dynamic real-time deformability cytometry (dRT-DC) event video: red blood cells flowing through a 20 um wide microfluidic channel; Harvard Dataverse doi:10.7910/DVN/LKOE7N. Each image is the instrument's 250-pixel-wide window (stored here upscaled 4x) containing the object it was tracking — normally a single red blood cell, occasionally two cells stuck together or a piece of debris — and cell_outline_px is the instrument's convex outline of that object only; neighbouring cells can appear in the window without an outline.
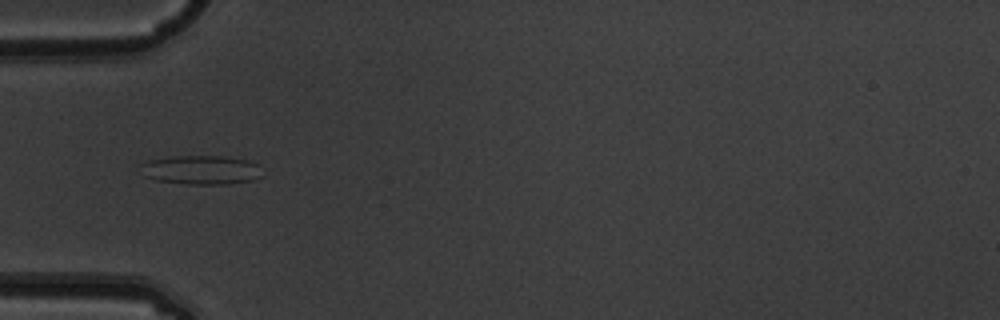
{"species": "common noctule bat (a hibernating species)", "species_latin": "Nyctalus noctula", "temperature_condition": "warm", "stored_images_in_passage": 9, "camera_frame_rate_fps": 3000, "um_per_image_px": 0.085, "animal": {"sex": "male", "body_mass_g": 19.5, "forearm_length_mm": 54.6}, "frame": {"image": 1, "passage_image": 6, "time_ms": 1.667, "image_size_px": [1000, 320], "cell_outline_px": [[264, 176], [252, 180], [228, 184], [184, 184], [156, 180], [144, 176], [140, 164], [148, 160], [172, 156], [224, 156], [248, 160], [260, 164]], "centroid_in_image_um": [17.14, 14.44], "position_along_channel_um": 67.9, "area_um2": 20.92}}
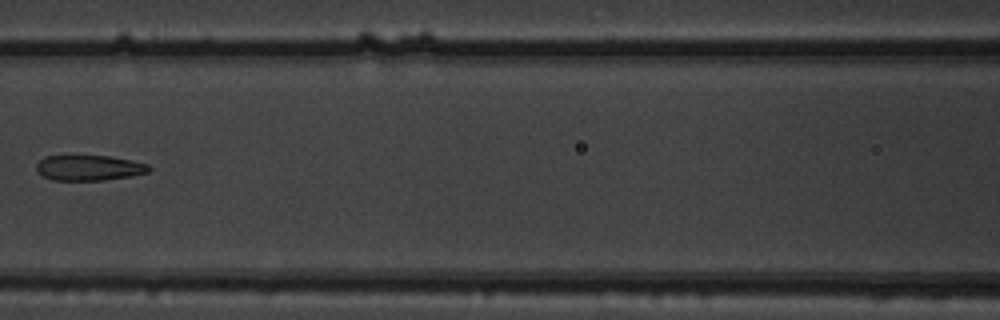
{"frame": {"image": 2, "passage_image": 8, "time_ms": 2.333, "image_size_px": [1000, 320], "cell_outline_px": [[152, 168], [148, 172], [132, 176], [104, 180], [52, 180], [40, 176], [36, 172], [36, 164], [44, 156], [112, 156], [132, 160], [148, 164]], "centroid_in_image_um": [7.55, 14.27], "position_along_channel_um": 159.0, "area_um2": 16.88}}
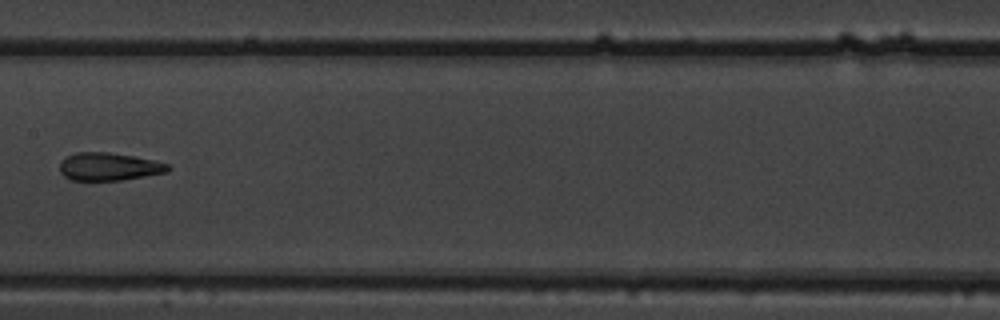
{"frame": {"image": 3, "passage_image": 9, "time_ms": 2.667, "image_size_px": [1000, 320], "cell_outline_px": [[172, 168], [168, 172], [124, 180], [72, 180], [64, 176], [60, 172], [60, 160], [64, 156], [76, 152], [108, 152], [132, 156], [152, 160], [168, 164]], "centroid_in_image_um": [9.24, 14.16], "position_along_channel_um": 198.2, "area_um2": 17.69}}